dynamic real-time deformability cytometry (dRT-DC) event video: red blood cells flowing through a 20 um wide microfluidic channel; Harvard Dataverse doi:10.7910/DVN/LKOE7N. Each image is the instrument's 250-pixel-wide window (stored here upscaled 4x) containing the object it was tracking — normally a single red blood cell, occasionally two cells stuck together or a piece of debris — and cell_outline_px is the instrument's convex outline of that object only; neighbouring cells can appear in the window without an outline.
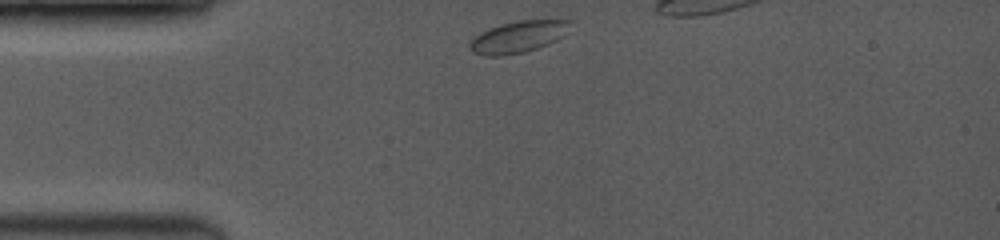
{"species": "common noctule bat (a hibernating species)", "species_latin": "Nyctalus noctula", "temperature_condition": "room temperature", "stored_images_in_passage": 30, "camera_frame_rate_fps": 3500, "um_per_image_px": 0.085, "animal": {"sex": "female", "body_mass_g": 19.0, "forearm_length_mm": 53.3}, "frame": {"image": 1, "passage_image": 1, "time_ms": 0.0, "image_size_px": [1000, 240], "cell_outline_px": [[572, 20], [556, 40], [548, 44], [524, 52], [496, 56], [488, 56], [476, 52], [468, 48], [468, 44], [480, 32], [488, 28], [500, 24], [516, 20]], "centroid_in_image_um": [43.97, 3.12], "position_along_channel_um": 41.0, "area_um2": 18.03}}
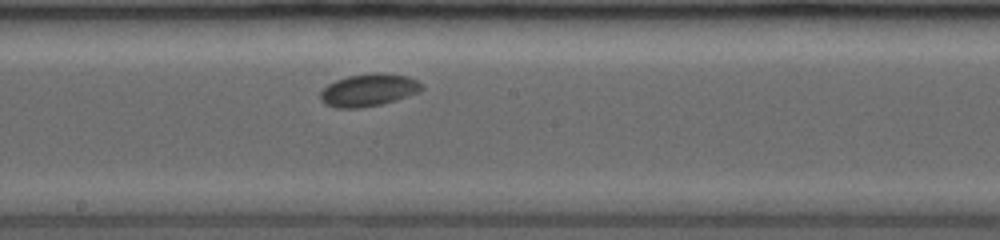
{"frame": {"image": 2, "passage_image": 17, "time_ms": 5.143, "image_size_px": [1000, 240], "cell_outline_px": [[424, 88], [420, 92], [396, 100], [380, 104], [360, 108], [336, 108], [324, 104], [320, 100], [320, 92], [328, 84], [336, 80], [348, 76], [372, 72], [384, 72], [408, 76], [416, 80]], "centroid_in_image_um": [31.32, 7.65], "position_along_channel_um": 216.9, "area_um2": 19.36}}
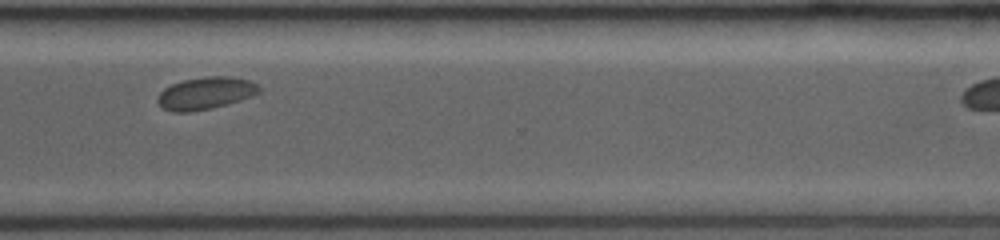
{"frame": {"image": 3, "passage_image": 29, "time_ms": 8.571, "image_size_px": [1000, 240], "cell_outline_px": [[260, 92], [252, 96], [228, 104], [212, 108], [192, 112], [172, 112], [164, 108], [156, 100], [160, 92], [164, 88], [172, 84], [184, 80], [208, 76], [232, 76], [248, 80], [256, 84], [260, 88]], "centroid_in_image_um": [17.48, 7.93], "position_along_channel_um": 353.1, "area_um2": 19.07}}